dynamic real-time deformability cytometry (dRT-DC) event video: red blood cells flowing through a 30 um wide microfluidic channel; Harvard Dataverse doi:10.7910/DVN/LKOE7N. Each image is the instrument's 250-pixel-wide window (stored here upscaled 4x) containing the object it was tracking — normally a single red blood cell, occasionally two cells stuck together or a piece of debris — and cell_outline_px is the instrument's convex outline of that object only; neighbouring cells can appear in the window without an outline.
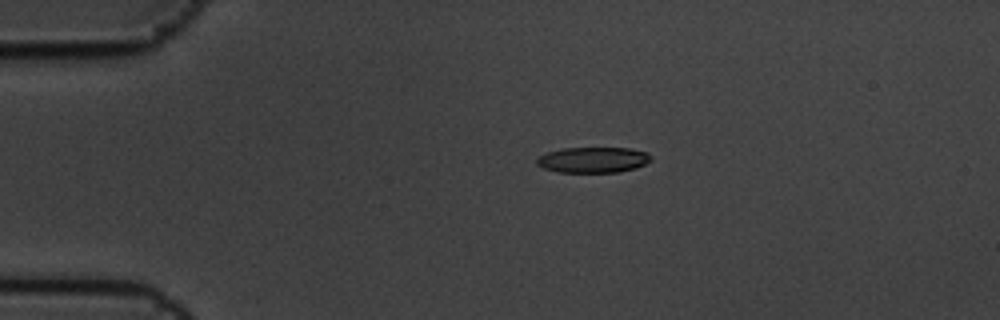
{"species": "common noctule bat (a hibernating species)", "species_latin": "Nyctalus noctula", "temperature_condition": "cold", "stored_images_in_passage": 8, "camera_frame_rate_fps": 3000, "um_per_image_px": 0.085, "animal": {"sex": "male", "body_mass_g": 19.5, "forearm_length_mm": 54.6}, "frame": {"image": 1, "passage_image": 4, "time_ms": 1.0, "image_size_px": [1000, 320], "cell_outline_px": [[652, 160], [636, 168], [620, 172], [556, 172], [544, 168], [536, 164], [536, 160], [540, 156], [548, 152], [560, 148], [628, 148], [648, 152], [652, 156]], "centroid_in_image_um": [50.43, 13.59], "position_along_channel_um": 34.6, "area_um2": 17.17}}
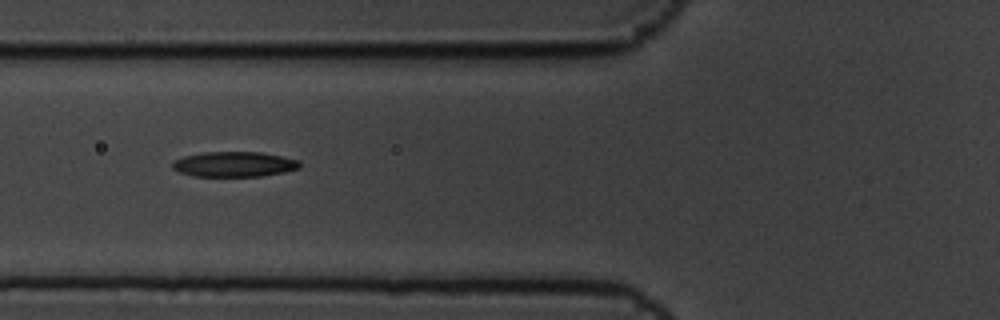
{"frame": {"image": 2, "passage_image": 7, "time_ms": 2.0, "image_size_px": [1000, 320], "cell_outline_px": [[300, 168], [284, 172], [260, 176], [192, 176], [180, 172], [172, 168], [172, 160], [184, 156], [204, 152], [260, 152], [300, 160]], "centroid_in_image_um": [19.89, 13.96], "position_along_channel_um": 105.9, "area_um2": 18.67}}
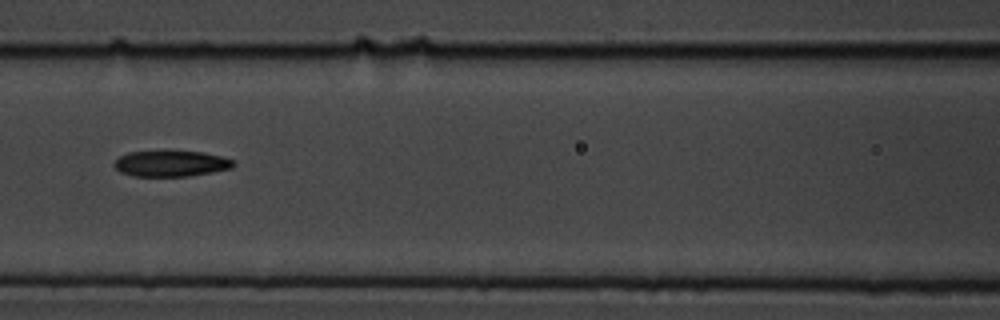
{"frame": {"image": 3, "passage_image": 8, "time_ms": 2.333, "image_size_px": [1000, 320], "cell_outline_px": [[236, 164], [232, 168], [212, 172], [188, 176], [132, 176], [120, 172], [112, 164], [120, 156], [128, 152], [200, 152], [220, 156], [236, 160]], "centroid_in_image_um": [14.55, 13.92], "position_along_channel_um": 152.1, "area_um2": 17.8}}